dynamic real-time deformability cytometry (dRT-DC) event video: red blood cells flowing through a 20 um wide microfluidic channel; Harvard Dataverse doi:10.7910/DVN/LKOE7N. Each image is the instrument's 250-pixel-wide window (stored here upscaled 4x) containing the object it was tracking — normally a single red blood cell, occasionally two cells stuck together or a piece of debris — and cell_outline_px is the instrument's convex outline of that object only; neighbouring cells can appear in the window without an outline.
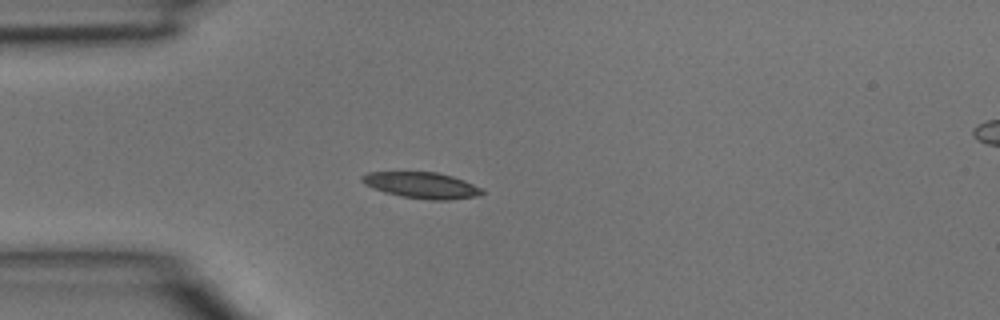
{"species": "common noctule bat (a hibernating species)", "species_latin": "Nyctalus noctula", "temperature_condition": "room temperature", "stored_images_in_passage": 3, "segment_of_instrument_passage": [1, 2], "camera_frame_rate_fps": 3000, "um_per_image_px": 0.085, "animal": {"sex": "male", "body_mass_g": 15.6}, "frame": {"image": 1, "passage_image": 2, "time_ms": 0.333, "image_size_px": [1000, 320], "cell_outline_px": [[484, 192], [476, 196], [448, 200], [428, 200], [400, 196], [384, 192], [372, 188], [364, 184], [360, 180], [360, 176], [368, 172], [436, 172], [452, 176], [464, 180], [484, 188]], "centroid_in_image_um": [35.83, 15.75], "position_along_channel_um": 49.2, "area_um2": 18.44}}